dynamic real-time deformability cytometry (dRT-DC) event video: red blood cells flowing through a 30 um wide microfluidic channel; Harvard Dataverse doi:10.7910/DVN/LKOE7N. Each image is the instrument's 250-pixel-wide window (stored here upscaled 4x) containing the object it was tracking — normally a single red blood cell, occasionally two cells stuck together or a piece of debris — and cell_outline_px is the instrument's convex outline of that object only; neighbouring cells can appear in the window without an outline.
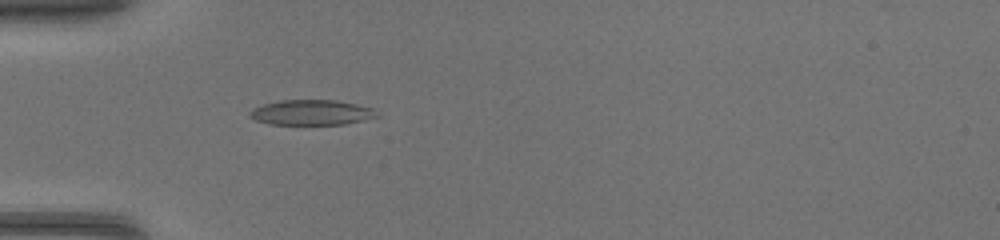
{"species": "common noctule bat (a hibernating species)", "species_latin": "Nyctalus noctula", "temperature_condition": "warm", "stored_images_in_passage": 33, "camera_frame_rate_fps": 3000, "um_per_image_px": 0.085, "animal": {"sex": "female", "body_mass_g": 17.0, "forearm_length_mm": 48.0}, "frame": {"image": 1, "passage_image": 2, "time_ms": 0.333, "image_size_px": [1000, 240], "cell_outline_px": [[380, 116], [364, 120], [344, 124], [268, 124], [256, 120], [248, 116], [248, 112], [252, 108], [264, 104], [280, 100], [336, 100], [356, 104], [372, 108]], "centroid_in_image_um": [26.45, 9.56], "position_along_channel_um": 58.6, "area_um2": 18.67}}
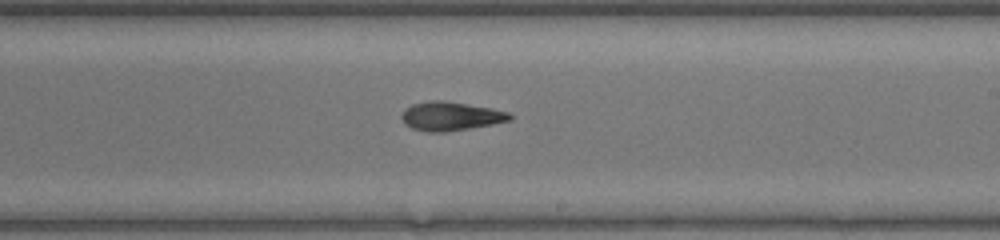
{"frame": {"image": 2, "passage_image": 15, "time_ms": 4.667, "image_size_px": [1000, 240], "cell_outline_px": [[512, 120], [492, 124], [444, 132], [428, 132], [412, 128], [404, 124], [400, 116], [404, 108], [412, 104], [432, 100], [440, 100], [468, 104], [492, 108], [508, 112], [512, 116]], "centroid_in_image_um": [38.27, 9.87], "position_along_channel_um": 250.7, "area_um2": 18.15}}
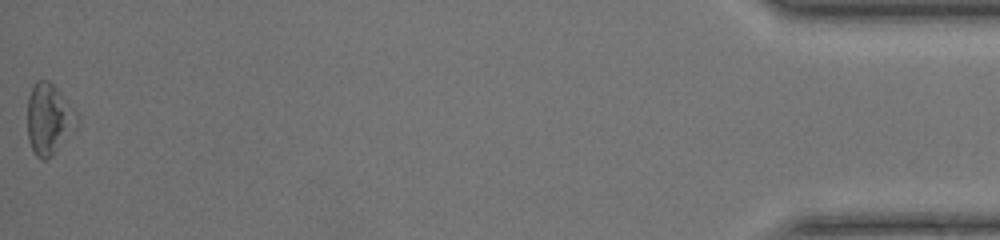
{"frame": {"image": 3, "passage_image": 33, "time_ms": 10.667, "image_size_px": [1000, 240], "cell_outline_px": [[80, 124], [52, 156], [44, 160], [40, 160], [36, 156], [28, 140], [28, 96], [36, 80], [48, 80], [56, 88], [80, 116]], "centroid_in_image_um": [4.18, 10.15], "position_along_channel_um": 431.0, "area_um2": 20.63}}